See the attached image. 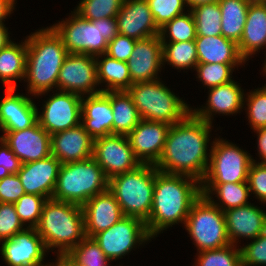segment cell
<instances>
[{
	"label": "cell",
	"mask_w": 266,
	"mask_h": 266,
	"mask_svg": "<svg viewBox=\"0 0 266 266\" xmlns=\"http://www.w3.org/2000/svg\"><path fill=\"white\" fill-rule=\"evenodd\" d=\"M93 141L80 124L51 135V153L62 164L82 161L93 156Z\"/></svg>",
	"instance_id": "25"
},
{
	"label": "cell",
	"mask_w": 266,
	"mask_h": 266,
	"mask_svg": "<svg viewBox=\"0 0 266 266\" xmlns=\"http://www.w3.org/2000/svg\"><path fill=\"white\" fill-rule=\"evenodd\" d=\"M198 63L244 64L238 44L220 36H197L195 39Z\"/></svg>",
	"instance_id": "28"
},
{
	"label": "cell",
	"mask_w": 266,
	"mask_h": 266,
	"mask_svg": "<svg viewBox=\"0 0 266 266\" xmlns=\"http://www.w3.org/2000/svg\"><path fill=\"white\" fill-rule=\"evenodd\" d=\"M112 122L111 100L104 92L82 97L81 125L93 139L112 134Z\"/></svg>",
	"instance_id": "26"
},
{
	"label": "cell",
	"mask_w": 266,
	"mask_h": 266,
	"mask_svg": "<svg viewBox=\"0 0 266 266\" xmlns=\"http://www.w3.org/2000/svg\"><path fill=\"white\" fill-rule=\"evenodd\" d=\"M244 97L247 116L252 130L266 127V84L257 88Z\"/></svg>",
	"instance_id": "42"
},
{
	"label": "cell",
	"mask_w": 266,
	"mask_h": 266,
	"mask_svg": "<svg viewBox=\"0 0 266 266\" xmlns=\"http://www.w3.org/2000/svg\"><path fill=\"white\" fill-rule=\"evenodd\" d=\"M127 65L133 84L160 79L158 73L163 67L160 36L137 40Z\"/></svg>",
	"instance_id": "18"
},
{
	"label": "cell",
	"mask_w": 266,
	"mask_h": 266,
	"mask_svg": "<svg viewBox=\"0 0 266 266\" xmlns=\"http://www.w3.org/2000/svg\"><path fill=\"white\" fill-rule=\"evenodd\" d=\"M237 83L232 80L229 83L209 89L206 106L198 109L191 108V112L197 118L211 124L215 114L233 115L240 113L244 107L245 93Z\"/></svg>",
	"instance_id": "23"
},
{
	"label": "cell",
	"mask_w": 266,
	"mask_h": 266,
	"mask_svg": "<svg viewBox=\"0 0 266 266\" xmlns=\"http://www.w3.org/2000/svg\"><path fill=\"white\" fill-rule=\"evenodd\" d=\"M264 47L266 48V8L264 5L252 1L247 10L246 22L238 44V50L241 57L248 61L252 55Z\"/></svg>",
	"instance_id": "27"
},
{
	"label": "cell",
	"mask_w": 266,
	"mask_h": 266,
	"mask_svg": "<svg viewBox=\"0 0 266 266\" xmlns=\"http://www.w3.org/2000/svg\"><path fill=\"white\" fill-rule=\"evenodd\" d=\"M240 250L242 266H266V230Z\"/></svg>",
	"instance_id": "45"
},
{
	"label": "cell",
	"mask_w": 266,
	"mask_h": 266,
	"mask_svg": "<svg viewBox=\"0 0 266 266\" xmlns=\"http://www.w3.org/2000/svg\"><path fill=\"white\" fill-rule=\"evenodd\" d=\"M147 2L159 29L173 18L186 13L185 0H147Z\"/></svg>",
	"instance_id": "43"
},
{
	"label": "cell",
	"mask_w": 266,
	"mask_h": 266,
	"mask_svg": "<svg viewBox=\"0 0 266 266\" xmlns=\"http://www.w3.org/2000/svg\"><path fill=\"white\" fill-rule=\"evenodd\" d=\"M202 194L223 212L249 204L250 197L248 182L224 183V184H201ZM215 194L220 202L214 201Z\"/></svg>",
	"instance_id": "32"
},
{
	"label": "cell",
	"mask_w": 266,
	"mask_h": 266,
	"mask_svg": "<svg viewBox=\"0 0 266 266\" xmlns=\"http://www.w3.org/2000/svg\"><path fill=\"white\" fill-rule=\"evenodd\" d=\"M55 91L44 101L42 112H37L39 125L50 135L81 124L82 97L72 92Z\"/></svg>",
	"instance_id": "14"
},
{
	"label": "cell",
	"mask_w": 266,
	"mask_h": 266,
	"mask_svg": "<svg viewBox=\"0 0 266 266\" xmlns=\"http://www.w3.org/2000/svg\"><path fill=\"white\" fill-rule=\"evenodd\" d=\"M224 216L232 245L237 246L240 238L255 239L266 230V212L253 203L224 211Z\"/></svg>",
	"instance_id": "22"
},
{
	"label": "cell",
	"mask_w": 266,
	"mask_h": 266,
	"mask_svg": "<svg viewBox=\"0 0 266 266\" xmlns=\"http://www.w3.org/2000/svg\"><path fill=\"white\" fill-rule=\"evenodd\" d=\"M26 75L28 94L34 97L57 89V79L68 51L62 38L50 26L26 37Z\"/></svg>",
	"instance_id": "3"
},
{
	"label": "cell",
	"mask_w": 266,
	"mask_h": 266,
	"mask_svg": "<svg viewBox=\"0 0 266 266\" xmlns=\"http://www.w3.org/2000/svg\"><path fill=\"white\" fill-rule=\"evenodd\" d=\"M253 0H218L221 9V32L229 40L239 44L247 17V10Z\"/></svg>",
	"instance_id": "33"
},
{
	"label": "cell",
	"mask_w": 266,
	"mask_h": 266,
	"mask_svg": "<svg viewBox=\"0 0 266 266\" xmlns=\"http://www.w3.org/2000/svg\"><path fill=\"white\" fill-rule=\"evenodd\" d=\"M201 195V182L196 178L164 173L155 167L153 204L145 221L149 235L154 238L172 225H185L192 205Z\"/></svg>",
	"instance_id": "2"
},
{
	"label": "cell",
	"mask_w": 266,
	"mask_h": 266,
	"mask_svg": "<svg viewBox=\"0 0 266 266\" xmlns=\"http://www.w3.org/2000/svg\"><path fill=\"white\" fill-rule=\"evenodd\" d=\"M46 200L41 195L24 194L14 203L15 211L25 227L35 228L38 225Z\"/></svg>",
	"instance_id": "41"
},
{
	"label": "cell",
	"mask_w": 266,
	"mask_h": 266,
	"mask_svg": "<svg viewBox=\"0 0 266 266\" xmlns=\"http://www.w3.org/2000/svg\"><path fill=\"white\" fill-rule=\"evenodd\" d=\"M116 20L119 34L135 40L160 34L147 0H124Z\"/></svg>",
	"instance_id": "20"
},
{
	"label": "cell",
	"mask_w": 266,
	"mask_h": 266,
	"mask_svg": "<svg viewBox=\"0 0 266 266\" xmlns=\"http://www.w3.org/2000/svg\"><path fill=\"white\" fill-rule=\"evenodd\" d=\"M210 147V161L201 184L247 182L252 156L234 143L221 139Z\"/></svg>",
	"instance_id": "10"
},
{
	"label": "cell",
	"mask_w": 266,
	"mask_h": 266,
	"mask_svg": "<svg viewBox=\"0 0 266 266\" xmlns=\"http://www.w3.org/2000/svg\"><path fill=\"white\" fill-rule=\"evenodd\" d=\"M27 40L19 44L10 42L0 50V80L5 89L15 88L16 81L25 79Z\"/></svg>",
	"instance_id": "29"
},
{
	"label": "cell",
	"mask_w": 266,
	"mask_h": 266,
	"mask_svg": "<svg viewBox=\"0 0 266 266\" xmlns=\"http://www.w3.org/2000/svg\"><path fill=\"white\" fill-rule=\"evenodd\" d=\"M1 245L0 254L8 266H50V262L43 264L47 248L36 228L26 227Z\"/></svg>",
	"instance_id": "15"
},
{
	"label": "cell",
	"mask_w": 266,
	"mask_h": 266,
	"mask_svg": "<svg viewBox=\"0 0 266 266\" xmlns=\"http://www.w3.org/2000/svg\"><path fill=\"white\" fill-rule=\"evenodd\" d=\"M24 194L18 174H0V203H15Z\"/></svg>",
	"instance_id": "47"
},
{
	"label": "cell",
	"mask_w": 266,
	"mask_h": 266,
	"mask_svg": "<svg viewBox=\"0 0 266 266\" xmlns=\"http://www.w3.org/2000/svg\"><path fill=\"white\" fill-rule=\"evenodd\" d=\"M186 12L188 13L173 18L160 28L161 42H183L196 39V24L193 14L190 10Z\"/></svg>",
	"instance_id": "35"
},
{
	"label": "cell",
	"mask_w": 266,
	"mask_h": 266,
	"mask_svg": "<svg viewBox=\"0 0 266 266\" xmlns=\"http://www.w3.org/2000/svg\"><path fill=\"white\" fill-rule=\"evenodd\" d=\"M141 119L173 125L182 121L191 107L160 79L138 82L127 90Z\"/></svg>",
	"instance_id": "8"
},
{
	"label": "cell",
	"mask_w": 266,
	"mask_h": 266,
	"mask_svg": "<svg viewBox=\"0 0 266 266\" xmlns=\"http://www.w3.org/2000/svg\"><path fill=\"white\" fill-rule=\"evenodd\" d=\"M193 266H242L241 250L235 245L198 252Z\"/></svg>",
	"instance_id": "38"
},
{
	"label": "cell",
	"mask_w": 266,
	"mask_h": 266,
	"mask_svg": "<svg viewBox=\"0 0 266 266\" xmlns=\"http://www.w3.org/2000/svg\"><path fill=\"white\" fill-rule=\"evenodd\" d=\"M263 72L266 74V62L264 63V66H263Z\"/></svg>",
	"instance_id": "56"
},
{
	"label": "cell",
	"mask_w": 266,
	"mask_h": 266,
	"mask_svg": "<svg viewBox=\"0 0 266 266\" xmlns=\"http://www.w3.org/2000/svg\"><path fill=\"white\" fill-rule=\"evenodd\" d=\"M253 1L262 5L266 3V0H253Z\"/></svg>",
	"instance_id": "55"
},
{
	"label": "cell",
	"mask_w": 266,
	"mask_h": 266,
	"mask_svg": "<svg viewBox=\"0 0 266 266\" xmlns=\"http://www.w3.org/2000/svg\"><path fill=\"white\" fill-rule=\"evenodd\" d=\"M56 263H50V266H82L73 260L68 254H58Z\"/></svg>",
	"instance_id": "52"
},
{
	"label": "cell",
	"mask_w": 266,
	"mask_h": 266,
	"mask_svg": "<svg viewBox=\"0 0 266 266\" xmlns=\"http://www.w3.org/2000/svg\"><path fill=\"white\" fill-rule=\"evenodd\" d=\"M257 134V147H258V154L260 157L261 162L259 163H266V127L259 128L254 130Z\"/></svg>",
	"instance_id": "50"
},
{
	"label": "cell",
	"mask_w": 266,
	"mask_h": 266,
	"mask_svg": "<svg viewBox=\"0 0 266 266\" xmlns=\"http://www.w3.org/2000/svg\"><path fill=\"white\" fill-rule=\"evenodd\" d=\"M104 93L111 100L112 134L128 135L141 120L131 96L127 91H108Z\"/></svg>",
	"instance_id": "31"
},
{
	"label": "cell",
	"mask_w": 266,
	"mask_h": 266,
	"mask_svg": "<svg viewBox=\"0 0 266 266\" xmlns=\"http://www.w3.org/2000/svg\"><path fill=\"white\" fill-rule=\"evenodd\" d=\"M93 238L110 261L123 258L133 248H139L152 239L146 222L129 216H124L110 228L95 234Z\"/></svg>",
	"instance_id": "11"
},
{
	"label": "cell",
	"mask_w": 266,
	"mask_h": 266,
	"mask_svg": "<svg viewBox=\"0 0 266 266\" xmlns=\"http://www.w3.org/2000/svg\"><path fill=\"white\" fill-rule=\"evenodd\" d=\"M92 157L108 179L141 165L134 155L127 135L122 134H109L94 139Z\"/></svg>",
	"instance_id": "13"
},
{
	"label": "cell",
	"mask_w": 266,
	"mask_h": 266,
	"mask_svg": "<svg viewBox=\"0 0 266 266\" xmlns=\"http://www.w3.org/2000/svg\"><path fill=\"white\" fill-rule=\"evenodd\" d=\"M35 228L47 250L57 248V254H68L86 237L83 208L78 204L47 199Z\"/></svg>",
	"instance_id": "4"
},
{
	"label": "cell",
	"mask_w": 266,
	"mask_h": 266,
	"mask_svg": "<svg viewBox=\"0 0 266 266\" xmlns=\"http://www.w3.org/2000/svg\"><path fill=\"white\" fill-rule=\"evenodd\" d=\"M0 136V174H17L21 162Z\"/></svg>",
	"instance_id": "49"
},
{
	"label": "cell",
	"mask_w": 266,
	"mask_h": 266,
	"mask_svg": "<svg viewBox=\"0 0 266 266\" xmlns=\"http://www.w3.org/2000/svg\"><path fill=\"white\" fill-rule=\"evenodd\" d=\"M10 33L4 23L0 24V50L6 47L12 40L10 39Z\"/></svg>",
	"instance_id": "53"
},
{
	"label": "cell",
	"mask_w": 266,
	"mask_h": 266,
	"mask_svg": "<svg viewBox=\"0 0 266 266\" xmlns=\"http://www.w3.org/2000/svg\"><path fill=\"white\" fill-rule=\"evenodd\" d=\"M217 1L218 0H185V3L187 4V7H189L187 10H191L199 5L210 4Z\"/></svg>",
	"instance_id": "54"
},
{
	"label": "cell",
	"mask_w": 266,
	"mask_h": 266,
	"mask_svg": "<svg viewBox=\"0 0 266 266\" xmlns=\"http://www.w3.org/2000/svg\"><path fill=\"white\" fill-rule=\"evenodd\" d=\"M51 27L62 38L68 53L92 56L105 54L108 42L119 33L116 18L88 21L75 11Z\"/></svg>",
	"instance_id": "5"
},
{
	"label": "cell",
	"mask_w": 266,
	"mask_h": 266,
	"mask_svg": "<svg viewBox=\"0 0 266 266\" xmlns=\"http://www.w3.org/2000/svg\"><path fill=\"white\" fill-rule=\"evenodd\" d=\"M82 208L87 237L110 228L124 217L119 203L109 190L92 197Z\"/></svg>",
	"instance_id": "24"
},
{
	"label": "cell",
	"mask_w": 266,
	"mask_h": 266,
	"mask_svg": "<svg viewBox=\"0 0 266 266\" xmlns=\"http://www.w3.org/2000/svg\"><path fill=\"white\" fill-rule=\"evenodd\" d=\"M97 80V63L95 56L68 53L57 79V90L80 95L101 93Z\"/></svg>",
	"instance_id": "12"
},
{
	"label": "cell",
	"mask_w": 266,
	"mask_h": 266,
	"mask_svg": "<svg viewBox=\"0 0 266 266\" xmlns=\"http://www.w3.org/2000/svg\"><path fill=\"white\" fill-rule=\"evenodd\" d=\"M124 0H81L74 10L88 21L104 18H116Z\"/></svg>",
	"instance_id": "37"
},
{
	"label": "cell",
	"mask_w": 266,
	"mask_h": 266,
	"mask_svg": "<svg viewBox=\"0 0 266 266\" xmlns=\"http://www.w3.org/2000/svg\"><path fill=\"white\" fill-rule=\"evenodd\" d=\"M155 185V166L141 164L136 169L109 179L108 190L115 196L124 216L149 218Z\"/></svg>",
	"instance_id": "7"
},
{
	"label": "cell",
	"mask_w": 266,
	"mask_h": 266,
	"mask_svg": "<svg viewBox=\"0 0 266 266\" xmlns=\"http://www.w3.org/2000/svg\"><path fill=\"white\" fill-rule=\"evenodd\" d=\"M196 24L197 36H220L221 9L217 2L199 5L190 10Z\"/></svg>",
	"instance_id": "36"
},
{
	"label": "cell",
	"mask_w": 266,
	"mask_h": 266,
	"mask_svg": "<svg viewBox=\"0 0 266 266\" xmlns=\"http://www.w3.org/2000/svg\"><path fill=\"white\" fill-rule=\"evenodd\" d=\"M25 228L15 211L14 203H0V242L12 238Z\"/></svg>",
	"instance_id": "44"
},
{
	"label": "cell",
	"mask_w": 266,
	"mask_h": 266,
	"mask_svg": "<svg viewBox=\"0 0 266 266\" xmlns=\"http://www.w3.org/2000/svg\"><path fill=\"white\" fill-rule=\"evenodd\" d=\"M248 186L251 194L262 203H266V163L256 162L252 158V163L248 172Z\"/></svg>",
	"instance_id": "46"
},
{
	"label": "cell",
	"mask_w": 266,
	"mask_h": 266,
	"mask_svg": "<svg viewBox=\"0 0 266 266\" xmlns=\"http://www.w3.org/2000/svg\"><path fill=\"white\" fill-rule=\"evenodd\" d=\"M162 58L163 66L168 63L179 70H194L198 64L195 40L162 42Z\"/></svg>",
	"instance_id": "34"
},
{
	"label": "cell",
	"mask_w": 266,
	"mask_h": 266,
	"mask_svg": "<svg viewBox=\"0 0 266 266\" xmlns=\"http://www.w3.org/2000/svg\"><path fill=\"white\" fill-rule=\"evenodd\" d=\"M61 162L50 155L44 159L21 164L17 172L26 194L52 198Z\"/></svg>",
	"instance_id": "19"
},
{
	"label": "cell",
	"mask_w": 266,
	"mask_h": 266,
	"mask_svg": "<svg viewBox=\"0 0 266 266\" xmlns=\"http://www.w3.org/2000/svg\"><path fill=\"white\" fill-rule=\"evenodd\" d=\"M212 124L190 112L182 121L170 126L162 155L154 165L159 171L181 174L202 181L206 175Z\"/></svg>",
	"instance_id": "1"
},
{
	"label": "cell",
	"mask_w": 266,
	"mask_h": 266,
	"mask_svg": "<svg viewBox=\"0 0 266 266\" xmlns=\"http://www.w3.org/2000/svg\"><path fill=\"white\" fill-rule=\"evenodd\" d=\"M242 64L198 63L195 67L198 78L208 89L232 81V73Z\"/></svg>",
	"instance_id": "39"
},
{
	"label": "cell",
	"mask_w": 266,
	"mask_h": 266,
	"mask_svg": "<svg viewBox=\"0 0 266 266\" xmlns=\"http://www.w3.org/2000/svg\"><path fill=\"white\" fill-rule=\"evenodd\" d=\"M68 255L82 266H108L111 262L93 237H85Z\"/></svg>",
	"instance_id": "40"
},
{
	"label": "cell",
	"mask_w": 266,
	"mask_h": 266,
	"mask_svg": "<svg viewBox=\"0 0 266 266\" xmlns=\"http://www.w3.org/2000/svg\"><path fill=\"white\" fill-rule=\"evenodd\" d=\"M136 41L137 40L133 38L118 33L110 42H108L105 54L113 59L127 62L133 52Z\"/></svg>",
	"instance_id": "48"
},
{
	"label": "cell",
	"mask_w": 266,
	"mask_h": 266,
	"mask_svg": "<svg viewBox=\"0 0 266 266\" xmlns=\"http://www.w3.org/2000/svg\"><path fill=\"white\" fill-rule=\"evenodd\" d=\"M169 124L141 119L138 125L127 135L135 157L141 164L155 165L160 159Z\"/></svg>",
	"instance_id": "16"
},
{
	"label": "cell",
	"mask_w": 266,
	"mask_h": 266,
	"mask_svg": "<svg viewBox=\"0 0 266 266\" xmlns=\"http://www.w3.org/2000/svg\"><path fill=\"white\" fill-rule=\"evenodd\" d=\"M184 226L198 252L231 244L224 212L203 194L192 205Z\"/></svg>",
	"instance_id": "9"
},
{
	"label": "cell",
	"mask_w": 266,
	"mask_h": 266,
	"mask_svg": "<svg viewBox=\"0 0 266 266\" xmlns=\"http://www.w3.org/2000/svg\"><path fill=\"white\" fill-rule=\"evenodd\" d=\"M15 2L16 0H0V24L4 23L8 15L13 13Z\"/></svg>",
	"instance_id": "51"
},
{
	"label": "cell",
	"mask_w": 266,
	"mask_h": 266,
	"mask_svg": "<svg viewBox=\"0 0 266 266\" xmlns=\"http://www.w3.org/2000/svg\"><path fill=\"white\" fill-rule=\"evenodd\" d=\"M109 179L93 157L61 164L52 199L83 206L108 190Z\"/></svg>",
	"instance_id": "6"
},
{
	"label": "cell",
	"mask_w": 266,
	"mask_h": 266,
	"mask_svg": "<svg viewBox=\"0 0 266 266\" xmlns=\"http://www.w3.org/2000/svg\"><path fill=\"white\" fill-rule=\"evenodd\" d=\"M15 88L5 89L0 101V131H21L37 121L38 108L29 96L15 94Z\"/></svg>",
	"instance_id": "21"
},
{
	"label": "cell",
	"mask_w": 266,
	"mask_h": 266,
	"mask_svg": "<svg viewBox=\"0 0 266 266\" xmlns=\"http://www.w3.org/2000/svg\"><path fill=\"white\" fill-rule=\"evenodd\" d=\"M2 139L19 158L21 164L44 159L51 153V135L38 121L21 131H2Z\"/></svg>",
	"instance_id": "17"
},
{
	"label": "cell",
	"mask_w": 266,
	"mask_h": 266,
	"mask_svg": "<svg viewBox=\"0 0 266 266\" xmlns=\"http://www.w3.org/2000/svg\"><path fill=\"white\" fill-rule=\"evenodd\" d=\"M95 59L98 83H106L105 88H101L102 92L127 91L131 87L133 83L127 62L113 59L106 54L95 56Z\"/></svg>",
	"instance_id": "30"
}]
</instances>
